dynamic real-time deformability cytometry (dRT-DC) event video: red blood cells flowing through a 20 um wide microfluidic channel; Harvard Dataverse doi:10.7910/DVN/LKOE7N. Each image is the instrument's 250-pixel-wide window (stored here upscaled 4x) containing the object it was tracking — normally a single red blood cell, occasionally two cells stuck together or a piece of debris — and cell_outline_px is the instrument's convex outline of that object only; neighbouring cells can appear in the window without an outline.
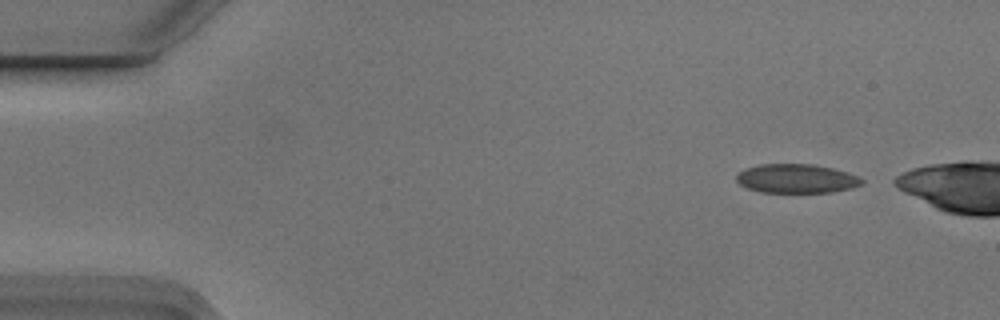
{"species": "Egyptian fruit bat (a non-hibernating species)", "species_latin": "Rousettus aegyptiacus", "temperature_condition": "cold", "stored_images_in_passage": 3, "camera_frame_rate_fps": 3000, "um_per_image_px": 0.085, "animal": {"sex": "male"}, "frame": {"image": 1, "passage_image": 1, "time_ms": 0.0, "image_size_px": [1000, 320], "cell_outline_px": [[864, 184], [852, 188], [832, 192], [760, 192], [748, 188], [740, 184], [736, 180], [736, 172], [744, 168], [760, 164], [812, 164], [832, 168], [860, 176], [864, 180]], "centroid_in_image_um": [67.7, 15.17], "position_along_channel_um": 17.3, "area_um2": 21.39}}